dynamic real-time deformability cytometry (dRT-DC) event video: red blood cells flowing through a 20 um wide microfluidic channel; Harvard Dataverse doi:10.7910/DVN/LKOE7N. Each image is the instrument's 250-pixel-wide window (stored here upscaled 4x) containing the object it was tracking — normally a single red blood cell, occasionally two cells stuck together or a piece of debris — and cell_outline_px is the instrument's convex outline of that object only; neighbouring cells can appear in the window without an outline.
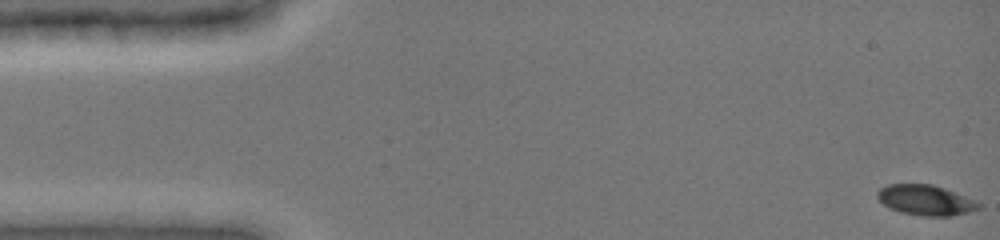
{"species": "common noctule bat (a hibernating species)", "species_latin": "Nyctalus noctula", "temperature_condition": "cold", "stored_images_in_passage": 46, "camera_frame_rate_fps": 3000, "um_per_image_px": 0.085, "animal": {"sex": "female", "body_mass_g": 19.0, "forearm_length_mm": 51.5}, "frame": {"image": 1, "passage_image": 1, "time_ms": 0.0, "image_size_px": [1000, 240], "cell_outline_px": [[980, 208], [968, 212], [952, 216], [924, 216], [900, 212], [888, 208], [876, 196], [880, 188], [888, 184], [932, 184], [944, 188], [972, 200], [980, 204]], "centroid_in_image_um": [78.63, 17.01], "position_along_channel_um": 6.4, "area_um2": 17.63}}
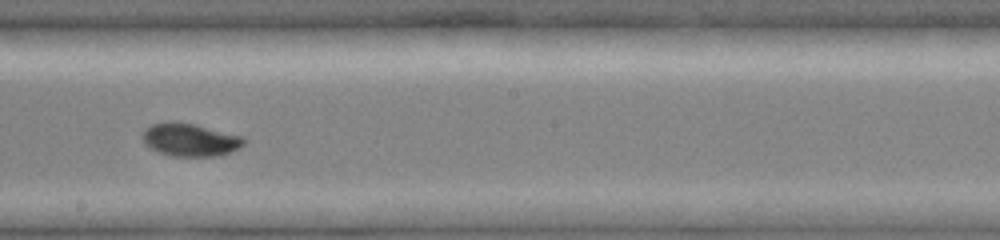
{"frame": {"image": 2, "passage_image": 28, "time_ms": 9.0, "image_size_px": [1000, 240], "cell_outline_px": [[244, 144], [220, 156], [172, 156], [160, 152], [144, 144], [144, 132], [152, 124], [168, 120], [172, 120], [192, 124], [244, 136]], "centroid_in_image_um": [16.15, 11.87], "position_along_channel_um": 232.0, "area_um2": 19.13}}
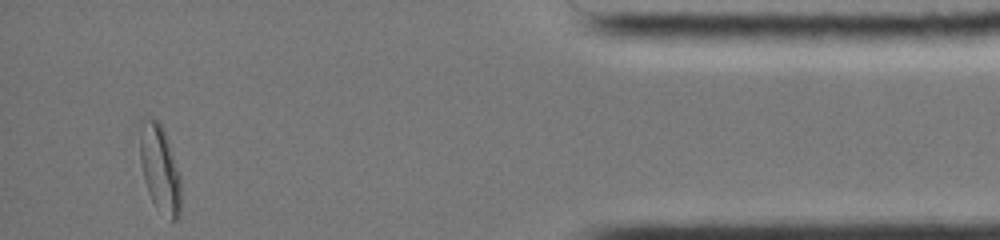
{"frame": {"image": 3, "passage_image": 46, "time_ms": 15.0, "image_size_px": [1000, 240], "cell_outline_px": [[180, 216], [176, 220], [172, 220], [156, 208], [148, 192], [144, 180], [140, 164], [140, 120], [144, 116], [156, 120], [164, 128], [180, 176]], "centroid_in_image_um": [13.57, 14.31], "position_along_channel_um": 421.6, "area_um2": 20.92}, "authors_computed_cell_mechanics": {"area_um2": 18.9006, "velocity_mm_per_s": 3.9294, "shape_relaxation_time_tau1_ms": 3.4253, "shape_relaxation_time_tau2_ms": 2.8706, "deformation_change_tau1": 0.1375, "deformation_change_tau2": 0.049}}